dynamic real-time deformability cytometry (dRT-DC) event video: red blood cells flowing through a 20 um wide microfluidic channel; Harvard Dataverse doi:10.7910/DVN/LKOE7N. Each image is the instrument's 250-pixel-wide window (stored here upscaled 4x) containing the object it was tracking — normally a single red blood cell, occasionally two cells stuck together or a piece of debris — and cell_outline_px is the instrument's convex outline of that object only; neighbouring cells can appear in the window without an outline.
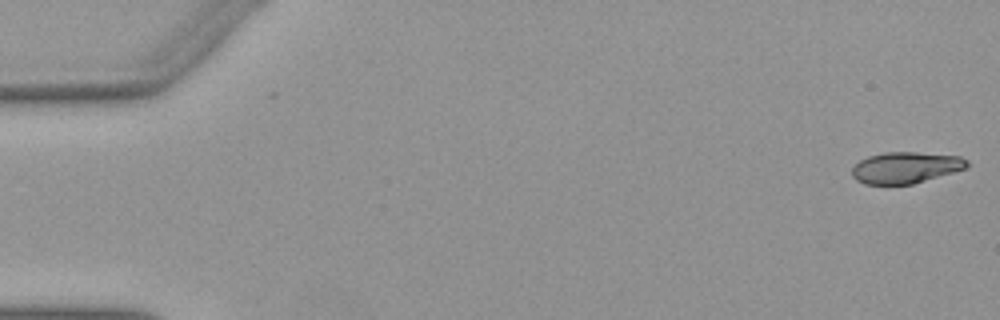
{"species": "Egyptian fruit bat (a non-hibernating species)", "species_latin": "Rousettus aegyptiacus", "temperature_condition": "warm", "stored_images_in_passage": 52, "camera_frame_rate_fps": 3000, "um_per_image_px": 0.085, "animal": {"sex": "female"}, "frame": {"image": 1, "passage_image": 1, "time_ms": 0.0, "image_size_px": [1000, 320], "cell_outline_px": [[968, 168], [912, 184], [864, 184], [856, 180], [852, 176], [852, 168], [860, 160], [868, 156], [884, 152], [916, 152], [960, 156], [968, 160]], "centroid_in_image_um": [76.98, 14.24], "position_along_channel_um": 8.0, "area_um2": 21.04}}
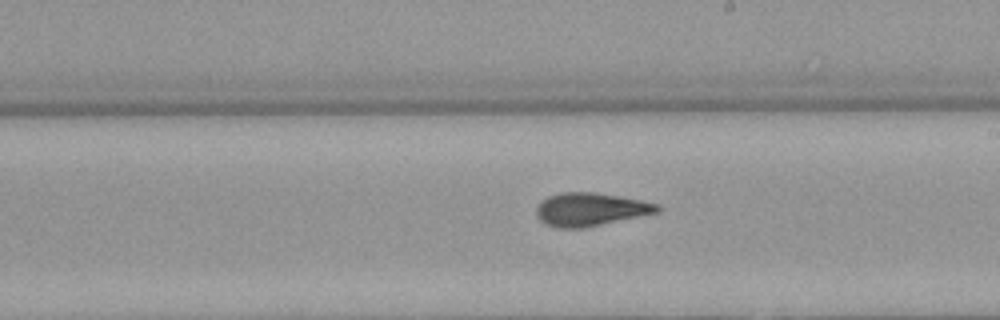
{"frame": {"image": 2, "passage_image": 30, "time_ms": 9.667, "image_size_px": [1000, 320], "cell_outline_px": [[660, 212], [584, 228], [556, 228], [544, 224], [536, 216], [536, 208], [548, 196], [560, 192], [592, 192], [640, 200], [660, 204]], "centroid_in_image_um": [50.18, 17.81], "position_along_channel_um": 238.8, "area_um2": 23.35}}
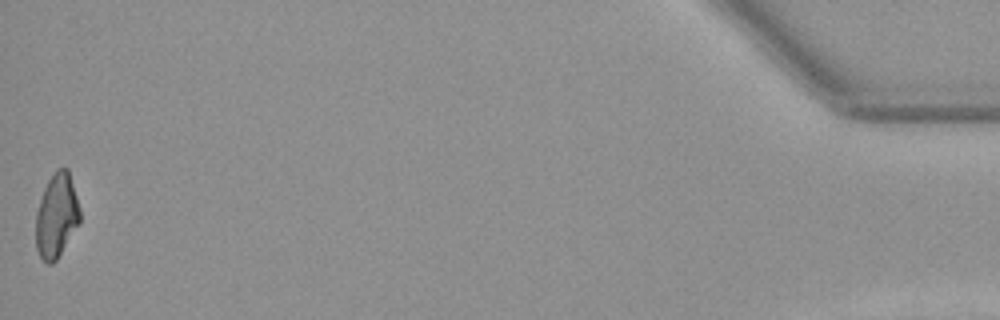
{"frame": {"image": 3, "passage_image": 52, "time_ms": 17.0, "image_size_px": [1000, 320], "cell_outline_px": [[80, 224], [56, 260], [52, 264], [48, 264], [40, 256], [36, 248], [36, 212], [44, 188], [48, 180], [56, 168], [68, 168], [80, 208]], "centroid_in_image_um": [4.82, 18.33], "position_along_channel_um": 430.4, "area_um2": 21.68}, "authors_computed_cell_mechanics": {"area_um2": 22.5998, "velocity_mm_per_s": 3.9331, "shape_relaxation_time_tau1_ms": 8.8339, "shape_relaxation_time_tau2_ms": 1.8174, "deformation_change_tau1": 0.2461, "deformation_change_tau2": 0.0751}}